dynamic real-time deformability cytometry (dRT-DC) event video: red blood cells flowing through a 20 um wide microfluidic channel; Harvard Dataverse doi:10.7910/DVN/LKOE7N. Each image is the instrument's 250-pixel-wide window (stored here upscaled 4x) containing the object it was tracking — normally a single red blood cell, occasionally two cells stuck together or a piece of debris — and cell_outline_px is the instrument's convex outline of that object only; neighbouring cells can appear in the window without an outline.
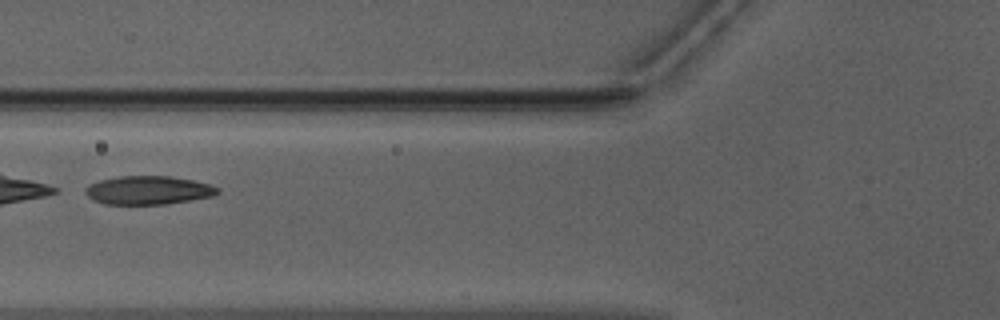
{"species": "Egyptian fruit bat (a non-hibernating species)", "species_latin": "Rousettus aegyptiacus", "temperature_condition": "warm", "stored_images_in_passage": 36, "camera_frame_rate_fps": 3000, "um_per_image_px": 0.085, "animal": {"sex": "male"}, "frame": {"image": 1, "passage_image": 6, "time_ms": 1.667, "image_size_px": [1000, 320], "cell_outline_px": [[220, 192], [216, 196], [168, 204], [104, 204], [92, 200], [84, 192], [84, 188], [88, 184], [100, 180], [120, 176], [168, 176], [192, 180], [212, 184], [220, 188]], "centroid_in_image_um": [12.63, 16.17], "position_along_channel_um": 113.2, "area_um2": 22.31}}
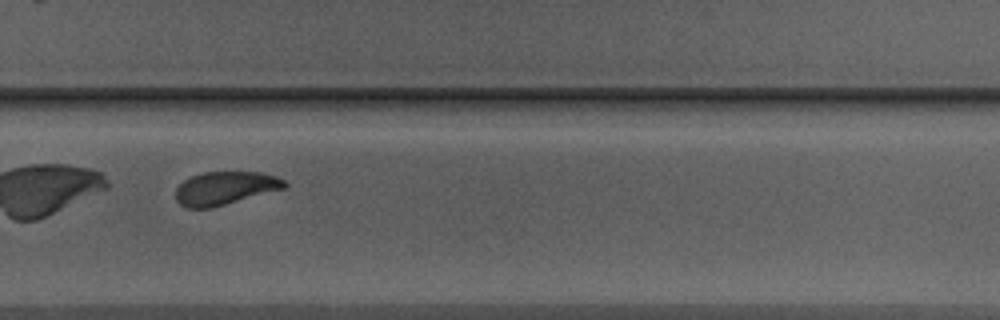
{"frame": {"image": 2, "passage_image": 21, "time_ms": 6.667, "image_size_px": [1000, 320], "cell_outline_px": [[288, 184], [284, 188], [212, 208], [184, 208], [176, 200], [176, 188], [184, 180], [192, 176], [204, 172], [260, 172], [276, 176], [284, 180]], "centroid_in_image_um": [19.11, 16.0], "position_along_channel_um": 310.7, "area_um2": 20.98}, "authors_computed_cell_mechanics": {"area_um2": 21.8773, "velocity_mm_per_s": 3.9507, "shape_relaxation_time_tau1_ms": 0.781, "shape_relaxation_time_tau2_ms": 1.7481, "deformation_change_tau1": 0.2767, "deformation_change_tau2": 0.0709}}